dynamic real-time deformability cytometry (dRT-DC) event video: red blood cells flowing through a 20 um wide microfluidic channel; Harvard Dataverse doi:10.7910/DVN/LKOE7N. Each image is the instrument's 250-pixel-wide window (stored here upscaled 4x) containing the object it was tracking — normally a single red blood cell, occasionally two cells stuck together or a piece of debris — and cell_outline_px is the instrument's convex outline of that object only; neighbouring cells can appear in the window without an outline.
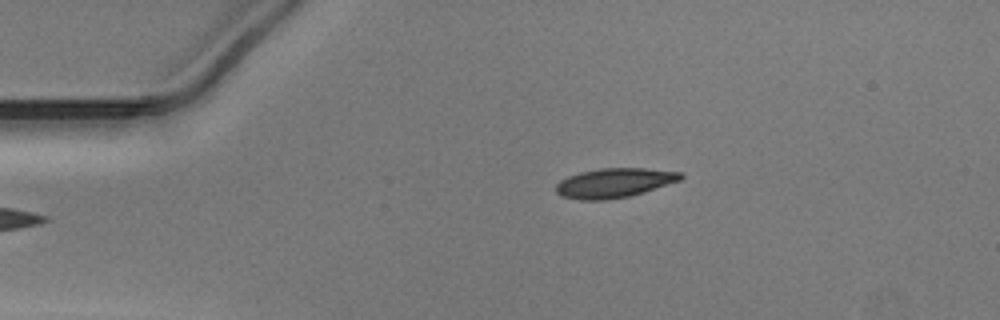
{"species": "Egyptian fruit bat (a non-hibernating species)", "species_latin": "Rousettus aegyptiacus", "temperature_condition": "warm", "stored_images_in_passage": 35, "camera_frame_rate_fps": 3000, "um_per_image_px": 0.085, "animal": {"sex": "male"}, "frame": {"image": 1, "passage_image": 1, "time_ms": 0.0, "image_size_px": [1000, 320], "cell_outline_px": [[684, 176], [680, 180], [644, 192], [628, 196], [608, 200], [580, 200], [564, 196], [556, 192], [556, 184], [560, 180], [568, 176], [580, 172], [600, 168], [644, 168], [680, 172]], "centroid_in_image_um": [52.2, 15.54], "position_along_channel_um": 32.8, "area_um2": 21.27}}
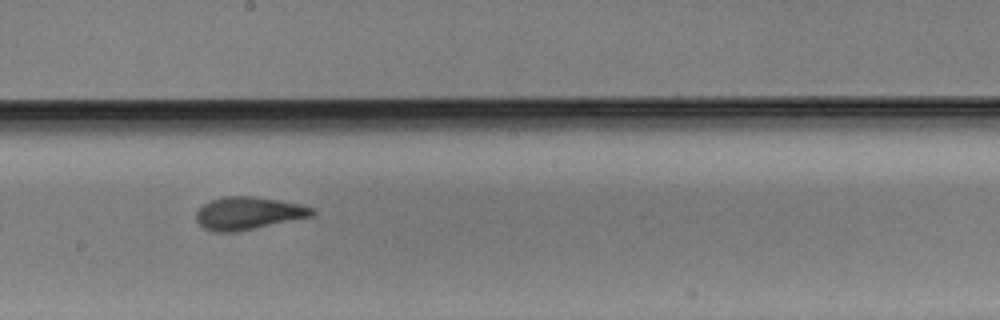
{"frame": {"image": 2, "passage_image": 19, "time_ms": 6.0, "image_size_px": [1000, 320], "cell_outline_px": [[316, 212], [312, 216], [236, 232], [212, 232], [204, 228], [196, 220], [196, 212], [204, 204], [212, 200], [224, 196], [256, 196], [280, 200], [300, 204], [316, 208]], "centroid_in_image_um": [21.12, 18.12], "position_along_channel_um": 227.1, "area_um2": 22.14}}
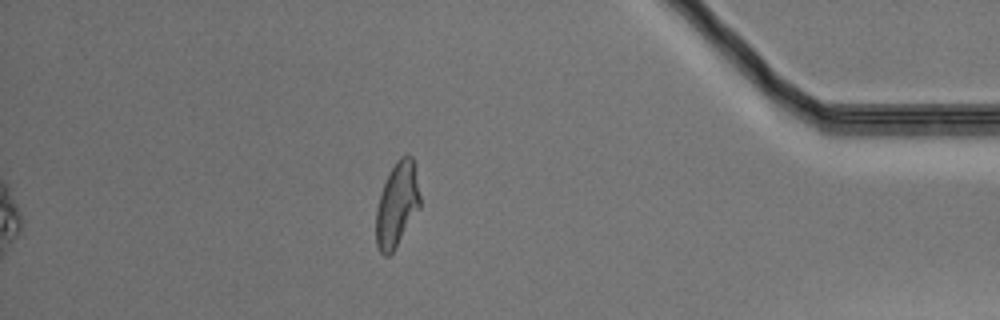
{"frame": {"image": 3, "passage_image": 35, "time_ms": 11.333, "image_size_px": [1000, 320], "cell_outline_px": [[420, 208], [392, 252], [388, 256], [384, 256], [380, 252], [376, 244], [376, 208], [380, 192], [396, 160], [400, 156], [412, 156], [416, 164], [420, 196]], "centroid_in_image_um": [33.75, 17.36], "position_along_channel_um": 401.4, "area_um2": 21.73}}